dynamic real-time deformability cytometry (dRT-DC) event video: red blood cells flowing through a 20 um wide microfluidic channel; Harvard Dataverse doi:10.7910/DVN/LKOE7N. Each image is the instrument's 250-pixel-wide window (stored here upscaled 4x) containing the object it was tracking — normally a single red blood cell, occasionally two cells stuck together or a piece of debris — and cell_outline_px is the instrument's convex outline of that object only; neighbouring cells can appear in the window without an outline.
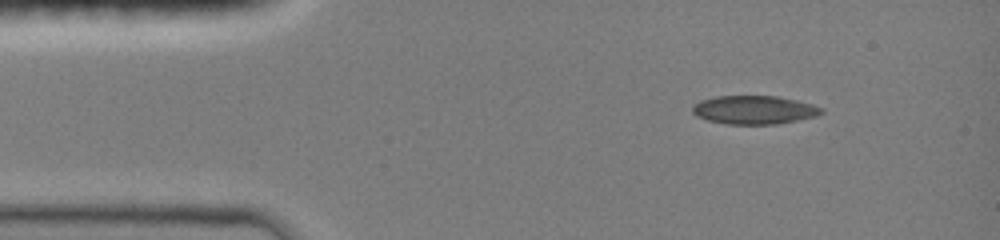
{"species": "common noctule bat (a hibernating species)", "species_latin": "Nyctalus noctula", "temperature_condition": "room temperature", "stored_images_in_passage": 42, "camera_frame_rate_fps": 3000, "um_per_image_px": 0.085, "animal": {"sex": "female", "body_mass_g": 19.0, "forearm_length_mm": 51.5}, "frame": {"image": 1, "passage_image": 1, "time_ms": 0.0, "image_size_px": [1000, 240], "cell_outline_px": [[824, 112], [816, 116], [776, 124], [728, 124], [708, 120], [696, 116], [692, 112], [692, 104], [700, 100], [716, 96], [776, 96], [796, 100], [812, 104], [824, 108]], "centroid_in_image_um": [64.08, 9.33], "position_along_channel_um": 20.9, "area_um2": 21.44}}
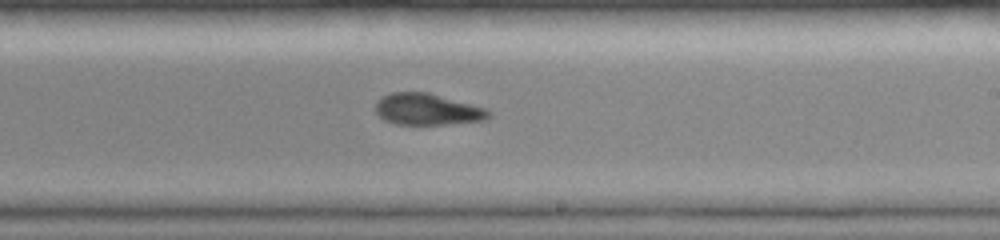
{"frame": {"image": 2, "passage_image": 23, "time_ms": 7.333, "image_size_px": [1000, 240], "cell_outline_px": [[492, 116], [488, 120], [444, 124], [396, 124], [384, 120], [376, 112], [376, 100], [392, 92], [428, 92], [488, 108], [492, 112]], "centroid_in_image_um": [36.39, 9.29], "position_along_channel_um": 252.6, "area_um2": 20.92}}
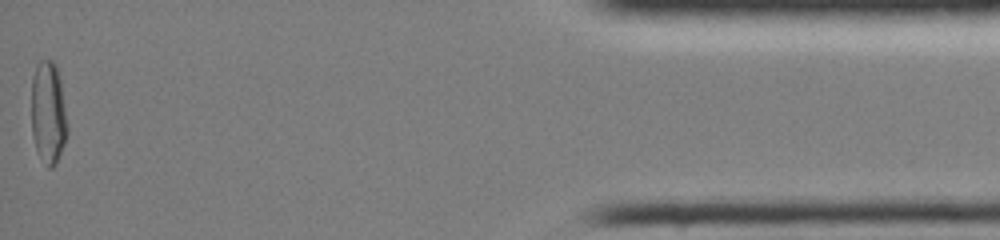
{"frame": {"image": 3, "passage_image": 42, "time_ms": 13.667, "image_size_px": [1000, 240], "cell_outline_px": [[68, 132], [64, 144], [56, 164], [52, 168], [48, 168], [36, 152], [32, 136], [32, 76], [36, 64], [40, 60], [52, 60], [56, 64], [60, 76], [68, 128]], "centroid_in_image_um": [4.1, 9.58], "position_along_channel_um": 431.1, "area_um2": 21.85}, "authors_computed_cell_mechanics": {"area_um2": 21.4149, "velocity_mm_per_s": 4.0375, "shape_relaxation_time_tau1_ms": null, "shape_relaxation_time_tau2_ms": 2.3154, "deformation_change_tau1": null, "deformation_change_tau2": 0.0846}}